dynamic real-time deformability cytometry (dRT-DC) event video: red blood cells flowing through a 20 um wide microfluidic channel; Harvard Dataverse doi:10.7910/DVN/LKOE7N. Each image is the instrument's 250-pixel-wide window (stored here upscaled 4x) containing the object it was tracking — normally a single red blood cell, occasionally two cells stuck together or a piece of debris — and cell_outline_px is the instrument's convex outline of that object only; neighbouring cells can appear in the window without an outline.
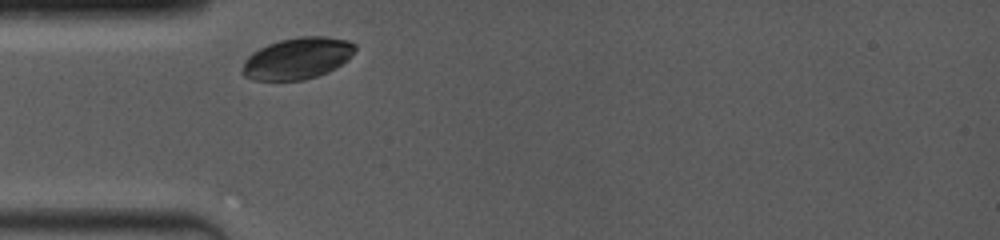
{"species": "common noctule bat (a hibernating species)", "species_latin": "Nyctalus noctula", "temperature_condition": "room temperature", "stored_images_in_passage": 18, "camera_frame_rate_fps": 4000, "um_per_image_px": 0.085, "animal": {"sex": "female", "body_mass_g": 19.0, "forearm_length_mm": 53.3}, "frame": {"image": 1, "passage_image": 1, "time_ms": 0.0, "image_size_px": [1000, 240], "cell_outline_px": [[356, 48], [352, 56], [348, 60], [336, 68], [328, 72], [304, 80], [252, 80], [244, 76], [240, 72], [244, 60], [252, 52], [268, 44], [280, 40], [300, 36], [324, 36], [348, 40], [356, 44]], "centroid_in_image_um": [25.28, 4.96], "position_along_channel_um": 59.7, "area_um2": 27.57}}
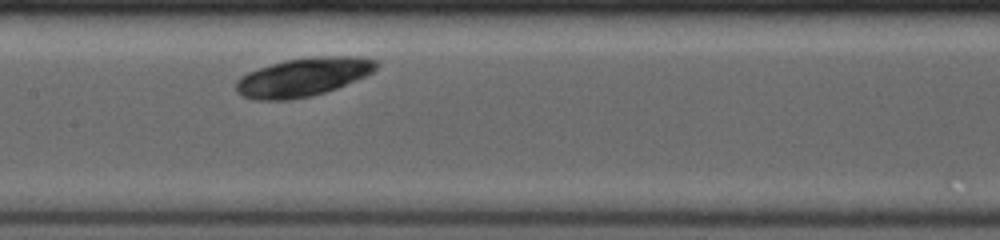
{"frame": {"image": 2, "passage_image": 11, "time_ms": 3.25, "image_size_px": [1000, 240], "cell_outline_px": [[380, 64], [372, 72], [364, 76], [336, 88], [324, 92], [292, 100], [256, 100], [244, 96], [236, 92], [236, 80], [240, 76], [248, 72], [284, 60], [320, 56], [356, 56], [376, 60]], "centroid_in_image_um": [25.75, 6.55], "position_along_channel_um": 181.7, "area_um2": 31.21}}
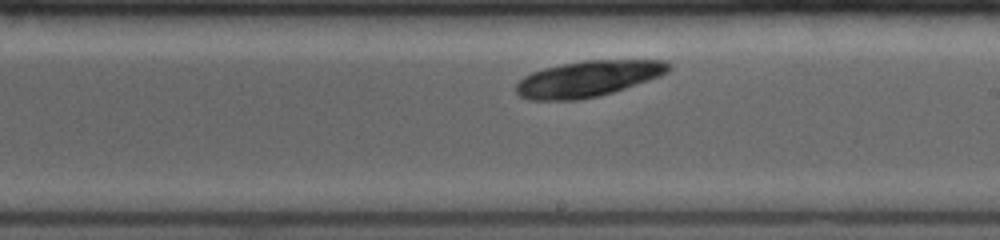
{"frame": {"image": 3, "passage_image": 16, "time_ms": 4.75, "image_size_px": [1000, 240], "cell_outline_px": [[672, 68], [668, 72], [660, 76], [612, 92], [596, 96], [576, 100], [528, 100], [520, 96], [516, 92], [516, 84], [524, 76], [532, 72], [544, 68], [580, 60], [664, 60], [672, 64]], "centroid_in_image_um": [49.98, 6.68], "position_along_channel_um": 239.0, "area_um2": 31.91}}